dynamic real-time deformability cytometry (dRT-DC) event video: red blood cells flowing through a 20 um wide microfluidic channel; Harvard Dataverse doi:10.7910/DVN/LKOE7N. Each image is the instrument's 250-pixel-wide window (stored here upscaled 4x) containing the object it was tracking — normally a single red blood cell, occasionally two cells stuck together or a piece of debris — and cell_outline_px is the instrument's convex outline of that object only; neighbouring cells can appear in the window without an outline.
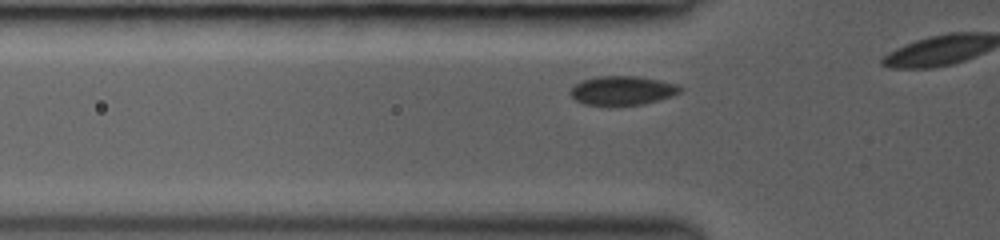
{"species": "common noctule bat (a hibernating species)", "species_latin": "Nyctalus noctula", "temperature_condition": "room temperature", "stored_images_in_passage": 7, "camera_frame_rate_fps": 3000, "um_per_image_px": 0.085, "animal": {"sex": "female", "body_mass_g": 19.0, "forearm_length_mm": 53.3}, "frame": {"image": 1, "passage_image": 2, "time_ms": 0.333, "image_size_px": [1000, 240], "cell_outline_px": [[684, 88], [680, 92], [672, 96], [644, 104], [584, 104], [576, 100], [568, 92], [580, 80], [596, 76], [636, 76], [660, 80], [680, 84]], "centroid_in_image_um": [52.94, 7.67], "position_along_channel_um": 72.9, "area_um2": 18.5}}
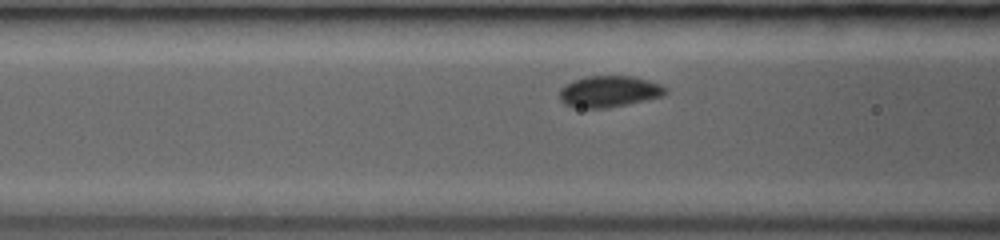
{"frame": {"image": 2, "passage_image": 5, "time_ms": 1.333, "image_size_px": [1000, 240], "cell_outline_px": [[668, 92], [664, 96], [604, 108], [584, 108], [564, 104], [560, 100], [560, 88], [572, 80], [588, 76], [632, 76], [648, 80], [660, 84], [668, 88]], "centroid_in_image_um": [51.78, 7.76], "position_along_channel_um": 114.8, "area_um2": 19.25}}